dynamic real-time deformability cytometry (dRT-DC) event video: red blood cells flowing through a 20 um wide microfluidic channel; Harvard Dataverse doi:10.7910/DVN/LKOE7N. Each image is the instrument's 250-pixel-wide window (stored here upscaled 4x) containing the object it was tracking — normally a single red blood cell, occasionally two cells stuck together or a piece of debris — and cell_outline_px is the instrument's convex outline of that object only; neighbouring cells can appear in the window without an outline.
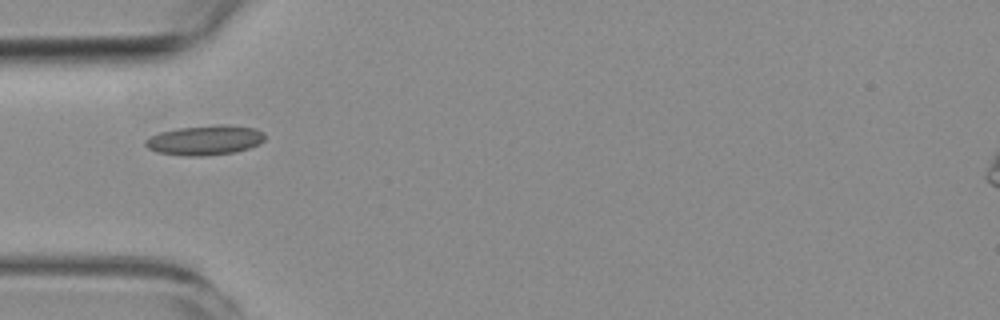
{"species": "common noctule bat (a hibernating species)", "species_latin": "Nyctalus noctula", "temperature_condition": "room temperature", "stored_images_in_passage": 4, "camera_frame_rate_fps": 3000, "um_per_image_px": 0.085, "animal": {"sex": "female", "body_mass_g": 19.3, "forearm_length_mm": 54.1}, "frame": {"image": 1, "passage_image": 2, "time_ms": 1.333, "image_size_px": [1000, 320], "cell_outline_px": [[264, 140], [260, 144], [248, 148], [232, 152], [204, 156], [184, 156], [156, 152], [148, 148], [144, 144], [144, 140], [148, 136], [160, 132], [176, 128], [220, 124], [228, 124], [256, 128], [264, 132]], "centroid_in_image_um": [17.4, 11.9], "position_along_channel_um": 67.6, "area_um2": 20.98}}
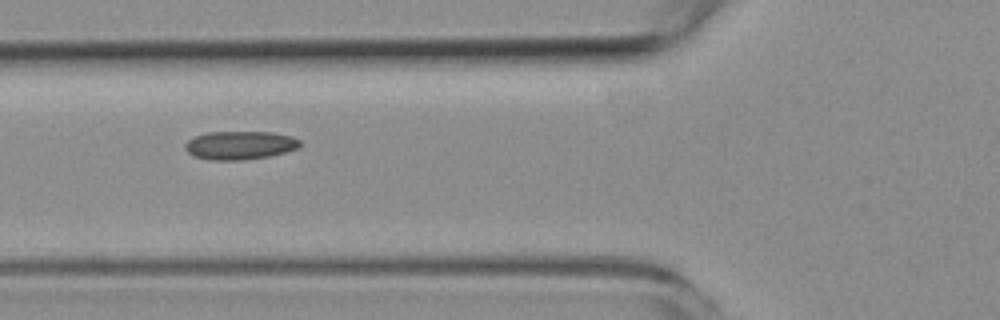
{"frame": {"image": 2, "passage_image": 3, "time_ms": 2.333, "image_size_px": [1000, 320], "cell_outline_px": [[300, 148], [268, 156], [240, 160], [212, 160], [192, 156], [184, 148], [184, 144], [188, 140], [196, 136], [208, 132], [272, 132], [292, 136], [300, 140]], "centroid_in_image_um": [20.38, 12.34], "position_along_channel_um": 105.4, "area_um2": 19.02}}
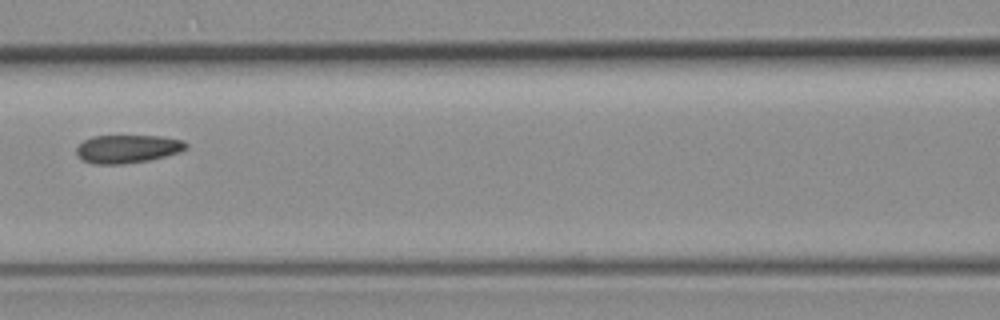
{"frame": {"image": 3, "passage_image": 4, "time_ms": 3.667, "image_size_px": [1000, 320], "cell_outline_px": [[188, 148], [180, 152], [148, 160], [120, 164], [92, 164], [84, 160], [76, 152], [76, 148], [84, 140], [92, 136], [160, 136], [184, 140], [188, 144]], "centroid_in_image_um": [10.87, 12.64], "position_along_channel_um": 155.7, "area_um2": 17.92}}